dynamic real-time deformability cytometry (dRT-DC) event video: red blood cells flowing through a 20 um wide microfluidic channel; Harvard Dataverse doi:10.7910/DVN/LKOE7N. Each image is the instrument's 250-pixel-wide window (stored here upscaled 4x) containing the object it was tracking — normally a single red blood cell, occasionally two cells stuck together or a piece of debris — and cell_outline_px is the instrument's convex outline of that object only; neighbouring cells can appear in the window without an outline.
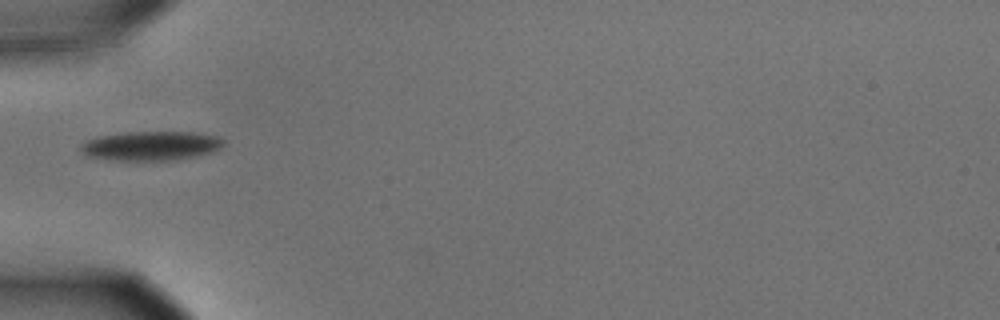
{"species": "common noctule bat (a hibernating species)", "species_latin": "Nyctalus noctula", "temperature_condition": "cold", "stored_images_in_passage": 38, "camera_frame_rate_fps": 3000, "um_per_image_px": 0.085, "animal": {"sex": "male", "body_mass_g": 15.6}, "frame": {"image": 1, "passage_image": 1, "time_ms": 0.0, "image_size_px": [1000, 320], "cell_outline_px": [[224, 144], [220, 148], [212, 152], [196, 156], [176, 160], [112, 160], [88, 156], [80, 152], [80, 144], [88, 140], [100, 136], [128, 132], [192, 132], [216, 136], [224, 140]], "centroid_in_image_um": [12.83, 12.4], "position_along_channel_um": 72.2, "area_um2": 24.28}}
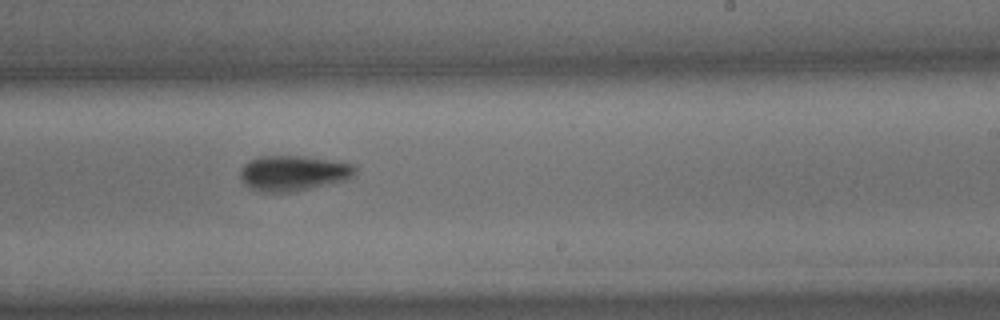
{"frame": {"image": 2, "passage_image": 17, "time_ms": 5.333, "image_size_px": [1000, 320], "cell_outline_px": [[356, 172], [348, 180], [296, 192], [264, 192], [252, 188], [244, 184], [240, 180], [240, 168], [248, 160], [256, 156], [304, 156], [332, 160], [356, 164]], "centroid_in_image_um": [24.94, 14.71], "position_along_channel_um": 264.1, "area_um2": 24.16}}
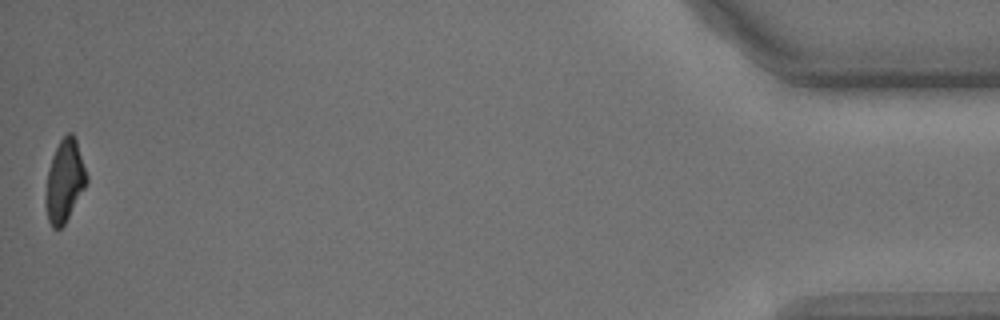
{"frame": {"image": 3, "passage_image": 38, "time_ms": 12.333, "image_size_px": [1000, 320], "cell_outline_px": [[88, 180], [84, 188], [64, 224], [60, 228], [52, 228], [48, 220], [44, 204], [44, 200], [48, 172], [52, 156], [60, 140], [68, 132], [72, 132], [76, 140], [88, 176]], "centroid_in_image_um": [5.47, 15.38], "position_along_channel_um": 429.7, "area_um2": 19.42}, "authors_computed_cell_mechanics": {"area_um2": 23.0622, "velocity_mm_per_s": 3.5916, "shape_relaxation_time_tau1_ms": 3.1026, "shape_relaxation_time_tau2_ms": 9.6598, "deformation_change_tau1": 0.141, "deformation_change_tau2": 0.1414}}